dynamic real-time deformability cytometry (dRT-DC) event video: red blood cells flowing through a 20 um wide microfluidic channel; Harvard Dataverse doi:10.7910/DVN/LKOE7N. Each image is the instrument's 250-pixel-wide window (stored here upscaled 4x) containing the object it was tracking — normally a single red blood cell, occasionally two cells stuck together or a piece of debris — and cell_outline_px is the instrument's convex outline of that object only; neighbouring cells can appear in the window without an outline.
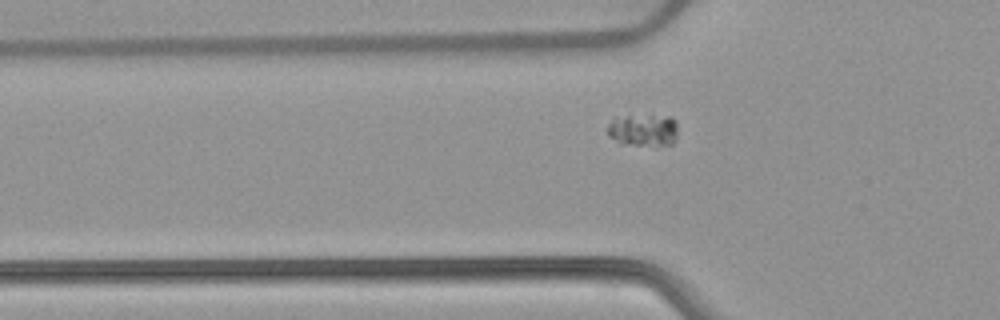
{"species": "common noctule bat (a hibernating species)", "species_latin": "Nyctalus noctula", "temperature_condition": "warm", "stored_images_in_passage": 39, "camera_frame_rate_fps": 3000, "um_per_image_px": 0.085, "animal": {"sex": "female", "body_mass_g": 22.7, "forearm_length_mm": 54.2}, "frame": {"image": 1, "passage_image": 4, "time_ms": 1.0, "image_size_px": [1000, 320], "cell_outline_px": [[676, 136], [672, 144], [656, 148], [620, 144], [608, 136], [608, 124], [616, 116], [672, 116], [676, 120]], "centroid_in_image_um": [54.68, 11.11], "position_along_channel_um": 71.1, "area_um2": 13.76}}
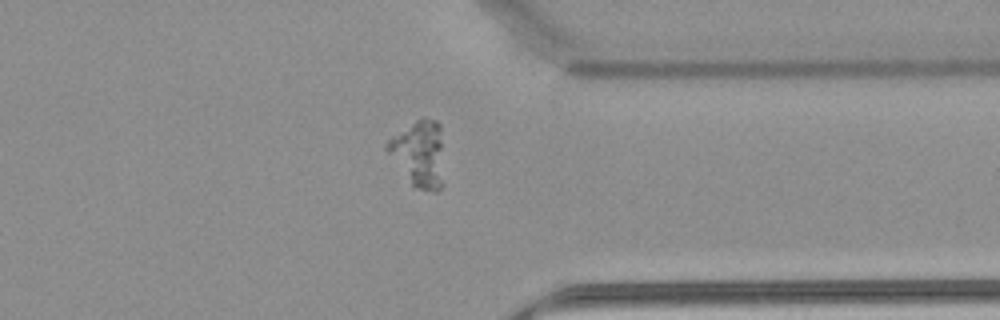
{"frame": {"image": 2, "passage_image": 29, "time_ms": 9.333, "image_size_px": [1000, 320], "cell_outline_px": [[444, 184], [436, 192], [432, 192], [420, 188], [412, 184], [384, 148], [384, 144], [392, 136], [416, 120], [424, 116], [436, 120], [440, 124]], "centroid_in_image_um": [35.64, 13.04], "position_along_channel_um": 375.8, "area_um2": 21.91}}
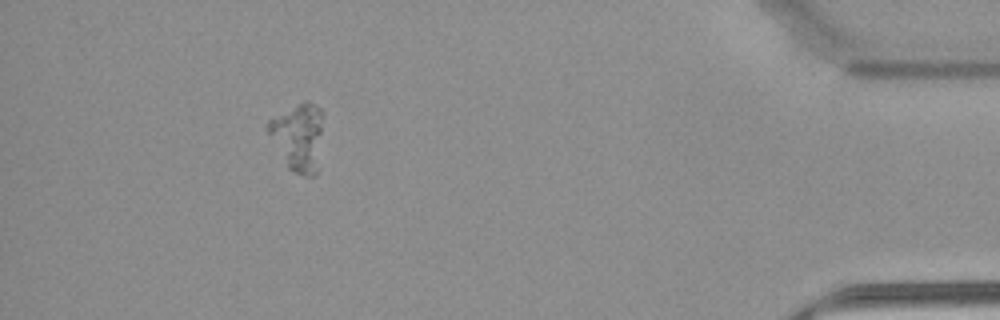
{"frame": {"image": 3, "passage_image": 36, "time_ms": 11.667, "image_size_px": [1000, 320], "cell_outline_px": [[320, 168], [316, 176], [308, 176], [296, 172], [288, 168], [268, 132], [268, 120], [304, 100], [308, 100], [320, 108]], "centroid_in_image_um": [25.37, 11.67], "position_along_channel_um": 409.8, "area_um2": 21.21}}